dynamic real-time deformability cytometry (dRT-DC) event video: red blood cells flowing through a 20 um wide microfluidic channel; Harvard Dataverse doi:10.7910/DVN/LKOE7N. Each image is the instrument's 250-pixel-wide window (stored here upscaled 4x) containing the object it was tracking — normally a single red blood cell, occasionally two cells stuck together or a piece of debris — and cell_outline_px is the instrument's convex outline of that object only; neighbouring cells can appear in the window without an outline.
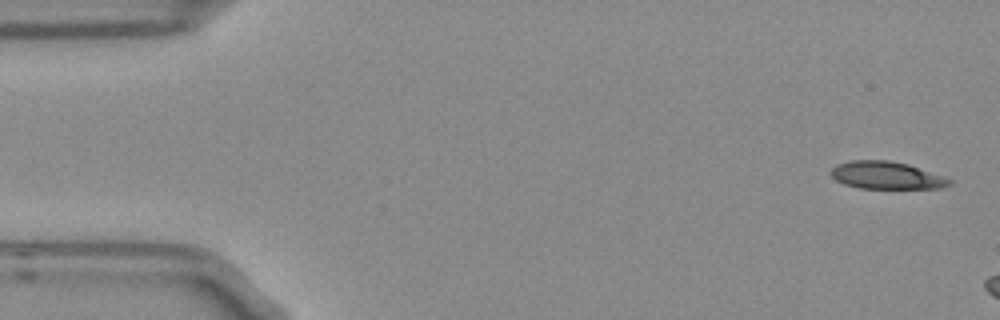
{"species": "Egyptian fruit bat (a non-hibernating species)", "species_latin": "Rousettus aegyptiacus", "temperature_condition": "room temperature", "stored_images_in_passage": 3, "camera_frame_rate_fps": 3000, "um_per_image_px": 0.085, "frame": {"image": 1, "passage_image": 1, "time_ms": 0.0, "image_size_px": [1000, 320], "cell_outline_px": [[952, 184], [940, 188], [860, 188], [844, 184], [836, 180], [828, 172], [836, 164], [852, 160], [888, 160], [908, 164], [952, 180]], "centroid_in_image_um": [75.29, 14.9], "position_along_channel_um": 9.7, "area_um2": 18.84}}